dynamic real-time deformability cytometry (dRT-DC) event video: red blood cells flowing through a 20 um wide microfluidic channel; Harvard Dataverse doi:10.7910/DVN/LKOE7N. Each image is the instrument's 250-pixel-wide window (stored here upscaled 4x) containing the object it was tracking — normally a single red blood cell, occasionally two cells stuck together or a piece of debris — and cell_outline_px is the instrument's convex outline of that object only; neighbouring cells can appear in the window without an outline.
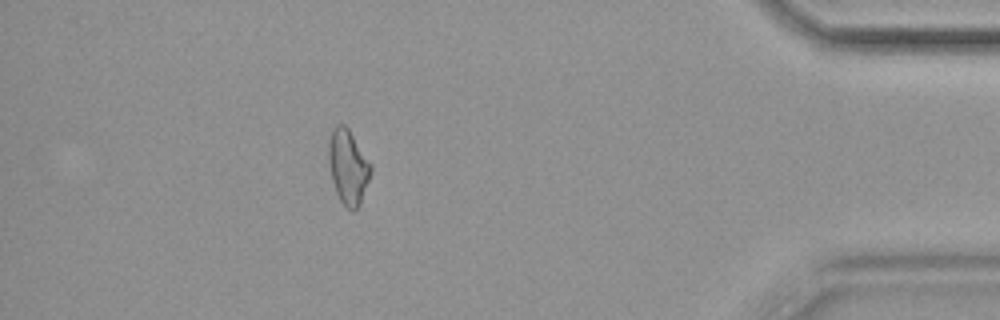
{"species": "common noctule bat (a hibernating species)", "species_latin": "Nyctalus noctula", "temperature_condition": "cold", "stored_images_in_passage": 46, "camera_frame_rate_fps": 3000, "um_per_image_px": 0.085, "animal": {"sex": "female", "body_mass_g": 19.9}, "frame": {"image": 1, "passage_image": 40, "time_ms": 13.0, "image_size_px": [1000, 320], "cell_outline_px": [[372, 172], [360, 204], [352, 212], [340, 200], [336, 192], [332, 180], [328, 164], [328, 144], [332, 128], [336, 124], [344, 124], [348, 128], [372, 164]], "centroid_in_image_um": [29.58, 14.16], "position_along_channel_um": 405.6, "area_um2": 18.5}, "authors_computed_cell_mechanics": {"area_um2": 18.1492, "velocity_mm_per_s": 3.5825, "shape_relaxation_time_tau1_ms": null, "shape_relaxation_time_tau2_ms": 5.0458, "deformation_change_tau1": null, "deformation_change_tau2": 0.1161}}